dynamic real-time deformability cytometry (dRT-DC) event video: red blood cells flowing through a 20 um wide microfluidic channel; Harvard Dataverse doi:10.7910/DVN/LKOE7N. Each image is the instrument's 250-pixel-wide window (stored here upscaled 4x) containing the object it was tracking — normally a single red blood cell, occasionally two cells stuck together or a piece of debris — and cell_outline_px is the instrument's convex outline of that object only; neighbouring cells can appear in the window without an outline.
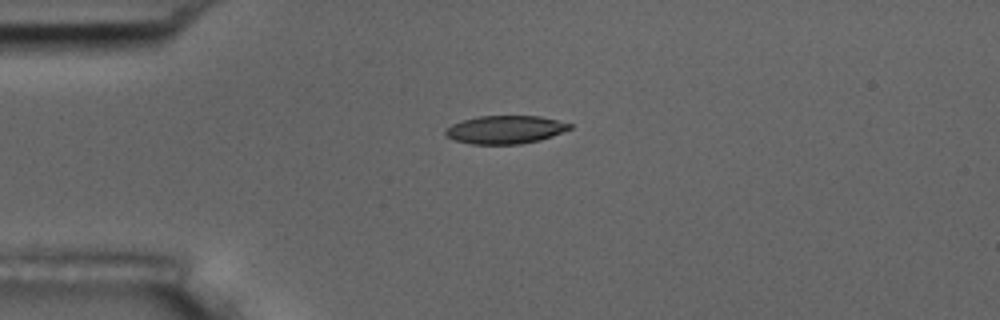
{"species": "common noctule bat (a hibernating species)", "species_latin": "Nyctalus noctula", "temperature_condition": "room temperature", "stored_images_in_passage": 7, "camera_frame_rate_fps": 3000, "um_per_image_px": 0.085, "animal": {"sex": "male", "body_mass_g": 17.5, "forearm_length_mm": 52.3}, "frame": {"image": 1, "passage_image": 1, "time_ms": 0.0, "image_size_px": [1000, 320], "cell_outline_px": [[572, 128], [552, 136], [540, 140], [520, 144], [472, 144], [456, 140], [448, 136], [444, 132], [444, 128], [452, 124], [464, 120], [480, 116], [540, 116], [572, 124]], "centroid_in_image_um": [42.95, 11.02], "position_along_channel_um": 42.0, "area_um2": 20.23}}
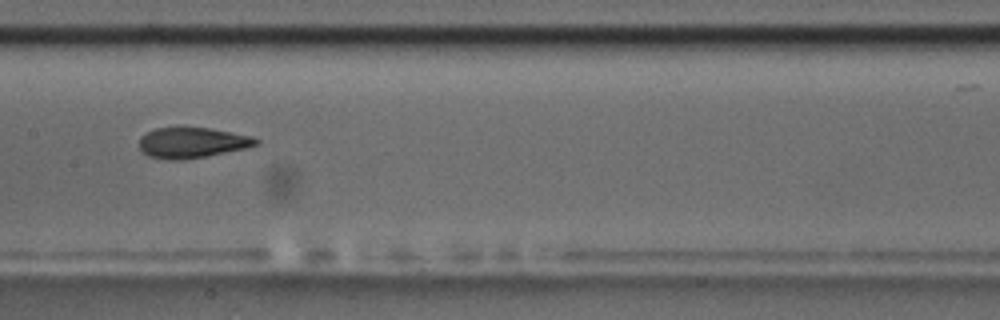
{"frame": {"image": 2, "passage_image": 5, "time_ms": 4.667, "image_size_px": [1000, 320], "cell_outline_px": [[260, 144], [244, 148], [204, 156], [180, 160], [168, 160], [148, 156], [140, 148], [140, 136], [156, 128], [208, 128], [252, 136], [260, 140]], "centroid_in_image_um": [16.33, 12.13], "position_along_channel_um": 191.1, "area_um2": 20.4}}